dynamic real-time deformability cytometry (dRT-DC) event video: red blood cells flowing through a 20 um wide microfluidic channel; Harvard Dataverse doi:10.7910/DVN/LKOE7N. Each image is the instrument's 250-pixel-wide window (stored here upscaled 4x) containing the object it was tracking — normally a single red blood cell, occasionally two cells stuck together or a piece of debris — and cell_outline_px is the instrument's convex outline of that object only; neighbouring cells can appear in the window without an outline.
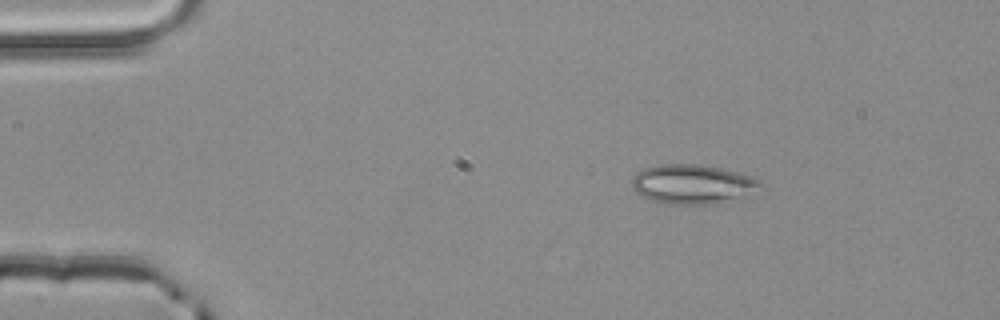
{"species": "common noctule bat (a hibernating species)", "species_latin": "Nyctalus noctula", "temperature_condition": "room temperature", "stored_images_in_passage": 3, "camera_frame_rate_fps": 3000, "um_per_image_px": 0.085, "animal": {"sex": "male", "body_mass_g": 20.4}, "frame": {"image": 1, "passage_image": 3, "time_ms": 0.667, "image_size_px": [1000, 320], "cell_outline_px": [[764, 184], [736, 196], [716, 204], [668, 204], [652, 200], [636, 192], [632, 188], [632, 176], [644, 168], [656, 164], [700, 164], [720, 168], [752, 176], [760, 180]], "centroid_in_image_um": [58.76, 15.63], "position_along_channel_um": 26.2, "area_um2": 28.84}}